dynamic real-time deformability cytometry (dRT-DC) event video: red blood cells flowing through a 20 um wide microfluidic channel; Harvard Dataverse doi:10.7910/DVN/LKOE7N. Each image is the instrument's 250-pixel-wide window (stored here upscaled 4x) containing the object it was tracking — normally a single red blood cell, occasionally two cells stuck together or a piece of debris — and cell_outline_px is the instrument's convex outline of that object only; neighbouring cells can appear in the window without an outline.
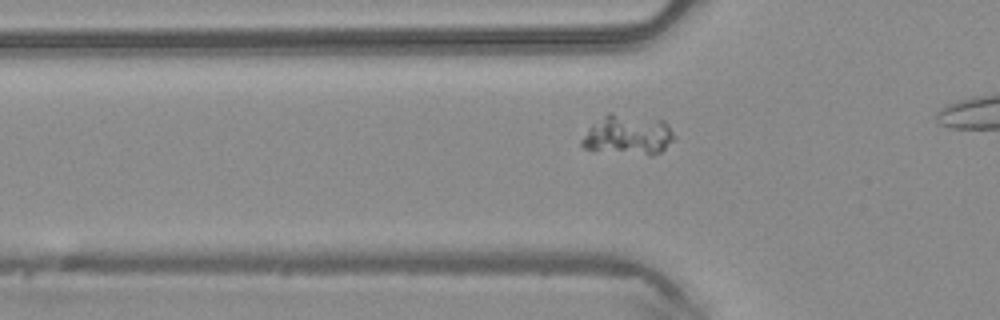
{"species": "common noctule bat (a hibernating species)", "species_latin": "Nyctalus noctula", "temperature_condition": "warm", "stored_images_in_passage": 22, "camera_frame_rate_fps": 3000, "um_per_image_px": 0.085, "animal": {"sex": "male", "body_mass_g": 20.4}, "frame": {"image": 1, "passage_image": 11, "time_ms": 3.333, "image_size_px": [1000, 320], "cell_outline_px": [[676, 136], [660, 152], [652, 156], [648, 156], [592, 152], [584, 148], [580, 144], [580, 140], [588, 128], [608, 112], [612, 112], [664, 120], [668, 124]], "centroid_in_image_um": [53.34, 11.5], "position_along_channel_um": 72.5, "area_um2": 22.31}}
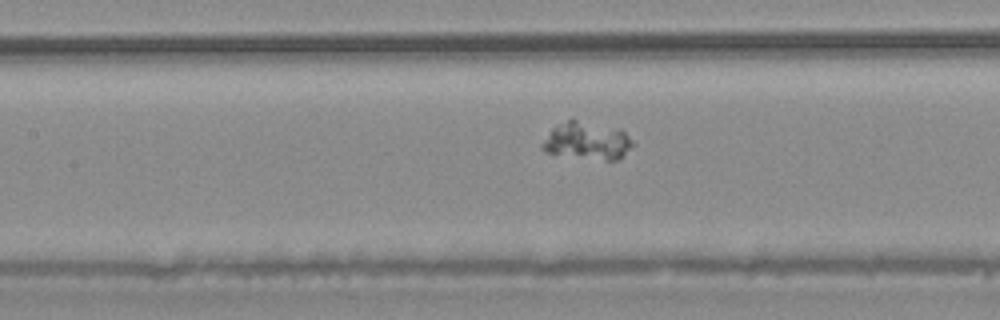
{"frame": {"image": 2, "passage_image": 17, "time_ms": 5.333, "image_size_px": [1000, 320], "cell_outline_px": [[636, 144], [620, 160], [604, 160], [544, 152], [540, 148], [540, 144], [552, 128], [572, 116], [620, 128]], "centroid_in_image_um": [49.93, 11.92], "position_along_channel_um": 157.5, "area_um2": 20.58}}
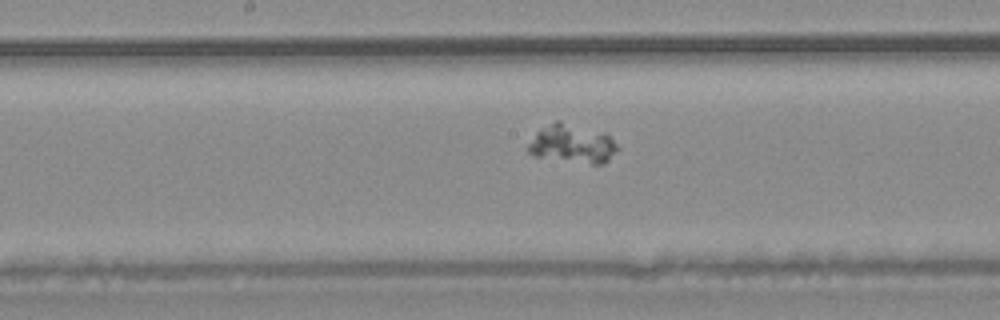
{"frame": {"image": 3, "passage_image": 20, "time_ms": 6.333, "image_size_px": [1000, 320], "cell_outline_px": [[620, 148], [608, 160], [600, 164], [592, 164], [532, 156], [528, 152], [528, 144], [536, 132], [540, 128], [556, 120], [560, 120], [608, 132]], "centroid_in_image_um": [48.67, 12.19], "position_along_channel_um": 199.5, "area_um2": 20.63}}